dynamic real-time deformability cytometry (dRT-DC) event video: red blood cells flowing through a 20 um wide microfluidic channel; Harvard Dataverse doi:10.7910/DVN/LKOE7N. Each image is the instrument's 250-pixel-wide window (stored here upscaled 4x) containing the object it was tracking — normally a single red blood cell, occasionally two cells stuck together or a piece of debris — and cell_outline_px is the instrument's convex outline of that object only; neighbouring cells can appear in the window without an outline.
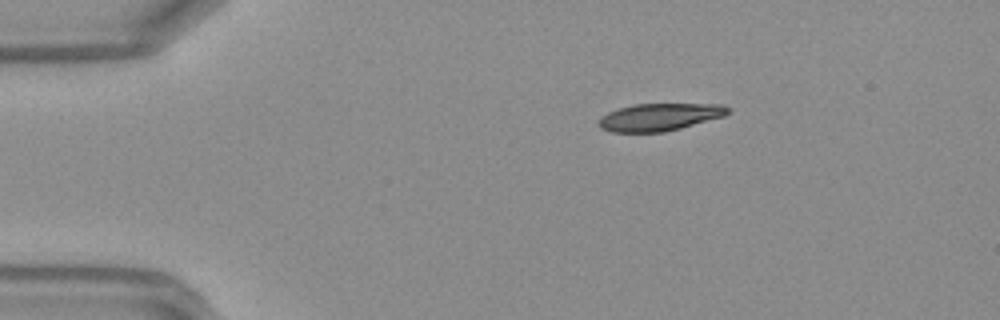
{"species": "Egyptian fruit bat (a non-hibernating species)", "species_latin": "Rousettus aegyptiacus", "temperature_condition": "warm", "stored_images_in_passage": 40, "camera_frame_rate_fps": 3000, "um_per_image_px": 0.085, "frame": {"image": 1, "passage_image": 1, "time_ms": 0.0, "image_size_px": [1000, 320], "cell_outline_px": [[728, 112], [724, 116], [680, 128], [664, 132], [612, 132], [600, 128], [596, 124], [608, 112], [632, 104], [724, 104], [728, 108]], "centroid_in_image_um": [56.04, 9.95], "position_along_channel_um": 29.0, "area_um2": 20.46}}
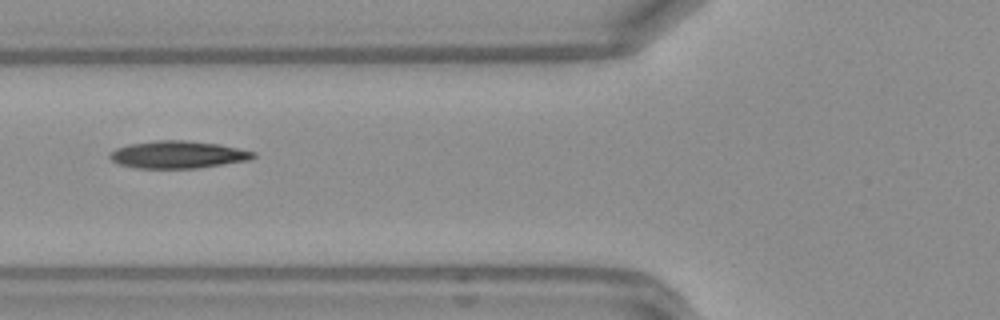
{"frame": {"image": 2, "passage_image": 11, "time_ms": 3.333, "image_size_px": [1000, 320], "cell_outline_px": [[256, 156], [248, 160], [224, 164], [196, 168], [136, 168], [120, 164], [112, 160], [108, 156], [108, 152], [116, 148], [128, 144], [156, 140], [188, 140], [220, 144], [256, 152]], "centroid_in_image_um": [15.1, 13.13], "position_along_channel_um": 110.7, "area_um2": 23.0}}
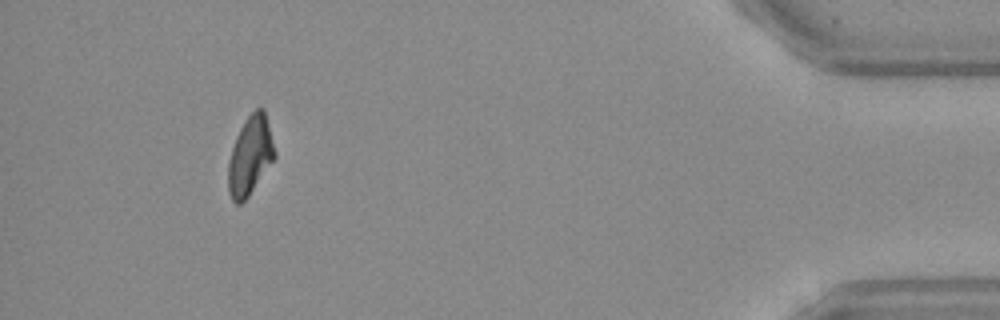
{"frame": {"image": 3, "passage_image": 37, "time_ms": 12.0, "image_size_px": [1000, 320], "cell_outline_px": [[276, 156], [248, 196], [240, 204], [236, 204], [232, 200], [228, 192], [228, 164], [232, 148], [236, 136], [244, 120], [256, 108], [264, 108], [276, 152]], "centroid_in_image_um": [21.26, 13.22], "position_along_channel_um": 413.9, "area_um2": 21.15}, "authors_computed_cell_mechanics": {"area_um2": 21.9062, "velocity_mm_per_s": 4.222, "shape_relaxation_time_tau1_ms": null, "shape_relaxation_time_tau2_ms": 5.3587, "deformation_change_tau1": null, "deformation_change_tau2": 0.1244}}